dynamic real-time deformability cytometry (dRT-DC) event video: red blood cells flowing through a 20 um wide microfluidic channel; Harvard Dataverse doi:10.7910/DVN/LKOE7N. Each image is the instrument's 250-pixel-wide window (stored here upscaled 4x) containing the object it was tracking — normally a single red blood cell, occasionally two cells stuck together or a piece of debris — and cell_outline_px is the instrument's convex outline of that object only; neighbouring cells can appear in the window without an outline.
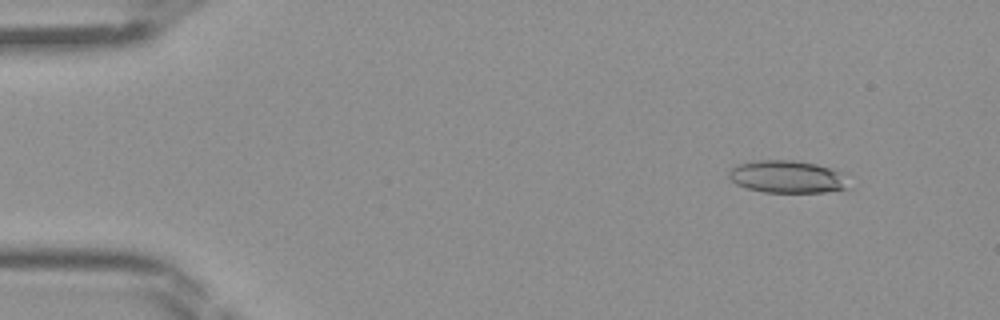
{"species": "Egyptian fruit bat (a non-hibernating species)", "species_latin": "Rousettus aegyptiacus", "temperature_condition": "room temperature", "stored_images_in_passage": 45, "camera_frame_rate_fps": 3000, "um_per_image_px": 0.085, "frame": {"image": 1, "passage_image": 5, "time_ms": 1.333, "image_size_px": [1000, 320], "cell_outline_px": [[852, 188], [824, 192], [764, 192], [748, 188], [736, 184], [728, 176], [728, 172], [736, 164], [756, 160], [796, 160], [816, 164], [840, 172]], "centroid_in_image_um": [66.9, 15.02], "position_along_channel_um": 18.1, "area_um2": 22.66}}
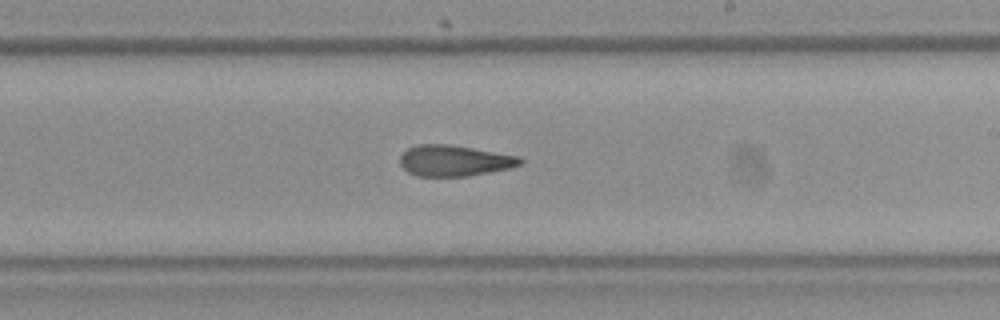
{"frame": {"image": 2, "passage_image": 27, "time_ms": 8.667, "image_size_px": [1000, 320], "cell_outline_px": [[524, 160], [520, 164], [508, 168], [468, 176], [416, 176], [408, 172], [400, 164], [400, 156], [408, 148], [416, 144], [448, 144], [520, 156]], "centroid_in_image_um": [38.59, 13.65], "position_along_channel_um": 250.4, "area_um2": 21.56}}
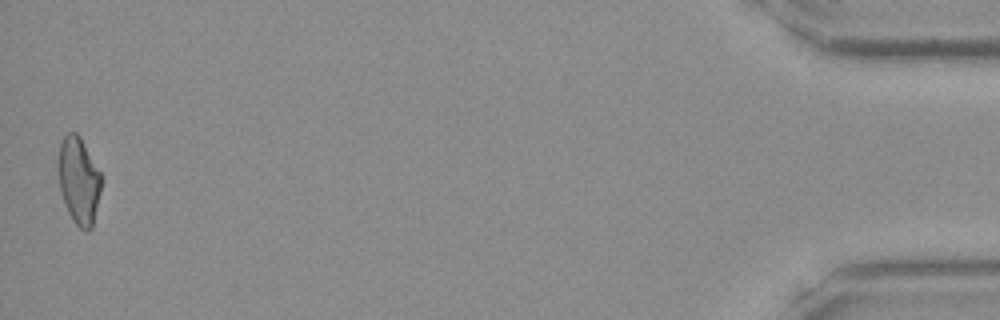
{"frame": {"image": 3, "passage_image": 45, "time_ms": 14.667, "image_size_px": [1000, 320], "cell_outline_px": [[100, 192], [92, 228], [88, 232], [84, 232], [72, 220], [68, 212], [60, 188], [60, 144], [64, 136], [68, 132], [76, 132], [80, 136], [100, 172]], "centroid_in_image_um": [6.72, 15.38], "position_along_channel_um": 428.5, "area_um2": 21.21}}